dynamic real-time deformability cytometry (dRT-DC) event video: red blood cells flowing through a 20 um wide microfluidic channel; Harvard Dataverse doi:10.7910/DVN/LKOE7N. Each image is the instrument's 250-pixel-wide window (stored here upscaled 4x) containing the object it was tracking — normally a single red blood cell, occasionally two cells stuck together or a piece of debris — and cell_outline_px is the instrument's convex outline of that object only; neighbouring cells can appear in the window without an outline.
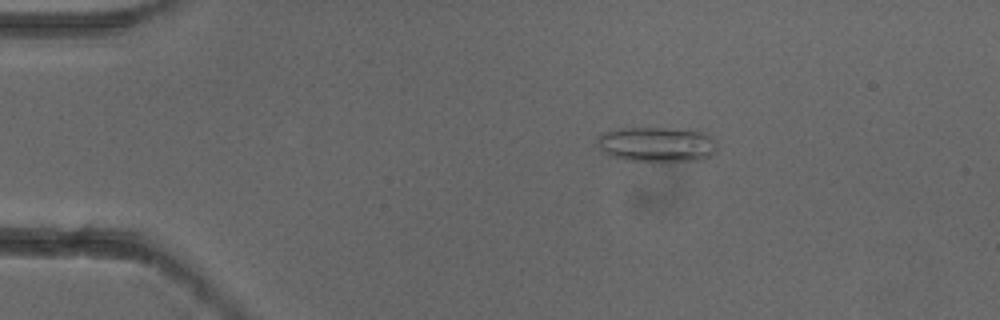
{"species": "common noctule bat (a hibernating species)", "species_latin": "Nyctalus noctula", "temperature_condition": "cold", "stored_images_in_passage": 5, "camera_frame_rate_fps": 3000, "um_per_image_px": 0.085, "animal": {"sex": "female"}, "frame": {"image": 1, "passage_image": 3, "time_ms": 0.667, "image_size_px": [1000, 320], "cell_outline_px": [[716, 148], [704, 160], [632, 160], [612, 156], [604, 152], [596, 144], [596, 136], [604, 132], [620, 128], [696, 128], [704, 132], [716, 144]], "centroid_in_image_um": [55.81, 12.23], "position_along_channel_um": 29.2, "area_um2": 24.33}}